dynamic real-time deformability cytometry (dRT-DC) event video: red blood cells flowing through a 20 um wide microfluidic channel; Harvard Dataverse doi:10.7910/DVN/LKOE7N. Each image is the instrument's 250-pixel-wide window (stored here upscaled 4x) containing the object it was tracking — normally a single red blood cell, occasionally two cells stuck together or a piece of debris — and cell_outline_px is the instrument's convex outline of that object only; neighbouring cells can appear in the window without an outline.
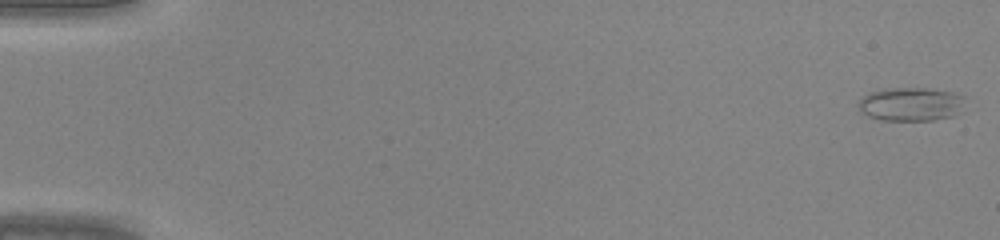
{"species": "common noctule bat (a hibernating species)", "species_latin": "Nyctalus noctula", "temperature_condition": "warm", "stored_images_in_passage": 46, "camera_frame_rate_fps": 3000, "um_per_image_px": 0.085, "animal": {"sex": "male", "body_mass_g": 20.0, "forearm_length_mm": 53.3}, "frame": {"image": 1, "passage_image": 1, "time_ms": 0.0, "image_size_px": [1000, 240], "cell_outline_px": [[964, 96], [960, 112], [956, 116], [932, 120], [880, 120], [868, 116], [860, 112], [856, 104], [864, 96], [872, 92], [884, 88], [924, 88], [952, 92]], "centroid_in_image_um": [77.4, 8.86], "position_along_channel_um": 7.6, "area_um2": 20.98}}
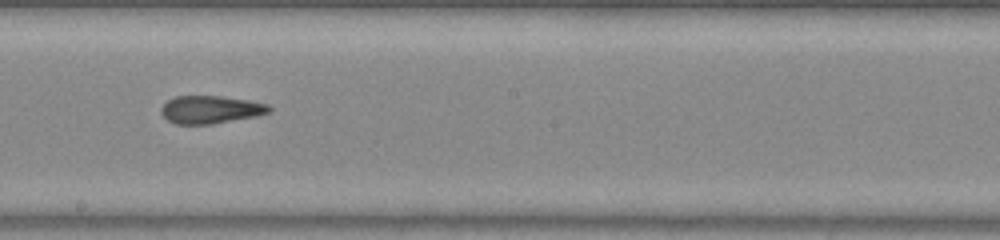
{"frame": {"image": 2, "passage_image": 27, "time_ms": 8.667, "image_size_px": [1000, 240], "cell_outline_px": [[272, 112], [256, 116], [212, 124], [176, 124], [168, 120], [160, 112], [160, 108], [168, 100], [176, 96], [220, 96], [248, 100], [268, 104], [272, 108]], "centroid_in_image_um": [17.92, 9.31], "position_along_channel_um": 230.3, "area_um2": 17.51}}
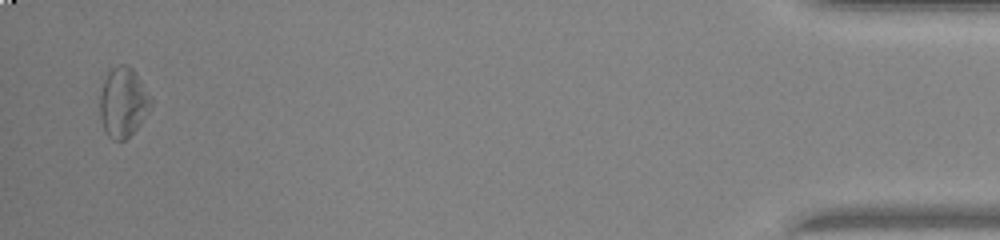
{"frame": {"image": 3, "passage_image": 45, "time_ms": 14.667, "image_size_px": [1000, 240], "cell_outline_px": [[152, 108], [140, 124], [124, 140], [112, 140], [108, 136], [100, 120], [100, 96], [104, 80], [108, 72], [116, 64], [124, 64], [132, 68], [140, 80], [152, 100]], "centroid_in_image_um": [10.46, 8.7], "position_along_channel_um": 424.7, "area_um2": 20.58}}